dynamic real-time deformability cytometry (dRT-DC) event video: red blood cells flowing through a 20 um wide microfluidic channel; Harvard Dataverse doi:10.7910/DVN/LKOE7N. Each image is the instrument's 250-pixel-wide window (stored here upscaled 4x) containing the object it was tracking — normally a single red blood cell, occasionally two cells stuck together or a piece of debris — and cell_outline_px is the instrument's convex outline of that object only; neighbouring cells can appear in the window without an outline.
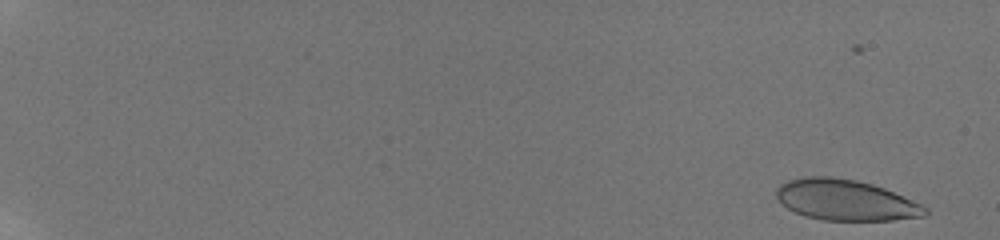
{"species": "human", "species_latin": "Homo sapiens", "temperature_condition": "room temperature", "stored_images_in_passage": 41, "camera_frame_rate_fps": 3000, "um_per_image_px": 0.085, "donor": {"sex": "male"}, "frame": {"image": 1, "passage_image": 2, "time_ms": 0.667, "image_size_px": [1000, 240], "cell_outline_px": [[928, 212], [924, 216], [892, 220], [824, 220], [804, 216], [788, 208], [776, 196], [776, 188], [780, 184], [788, 180], [804, 176], [832, 176], [856, 180], [872, 184], [884, 188], [920, 204], [928, 208]], "centroid_in_image_um": [71.85, 16.99], "position_along_channel_um": 13.1, "area_um2": 35.2}}
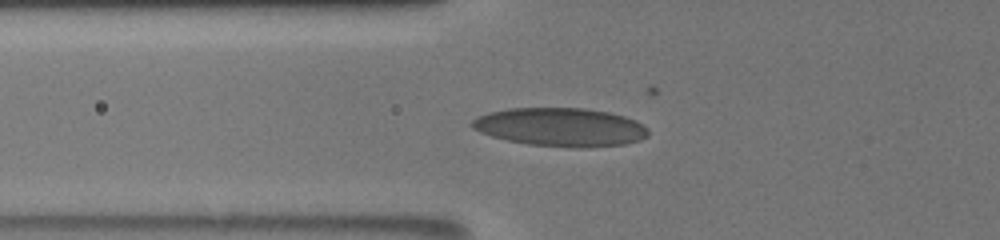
{"frame": {"image": 2, "passage_image": 30, "time_ms": 8.0, "image_size_px": [1000, 240], "cell_outline_px": [[648, 136], [640, 140], [624, 144], [588, 148], [572, 148], [528, 144], [508, 140], [492, 136], [480, 132], [472, 128], [472, 120], [476, 116], [488, 112], [508, 108], [584, 108], [608, 112], [624, 116], [636, 120], [644, 124], [648, 128]], "centroid_in_image_um": [47.66, 10.8], "position_along_channel_um": 78.1, "area_um2": 39.82}}
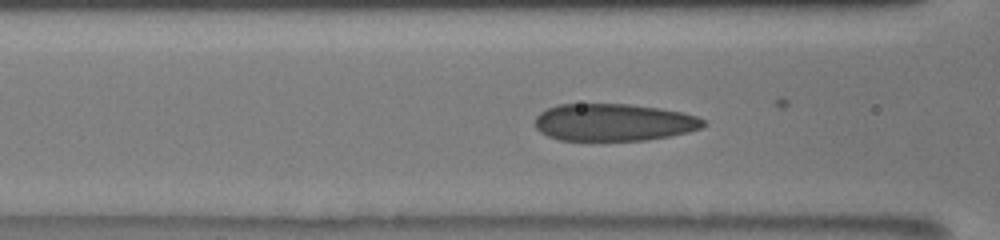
{"frame": {"image": 3, "passage_image": 35, "time_ms": 9.0, "image_size_px": [1000, 240], "cell_outline_px": [[708, 124], [700, 128], [688, 132], [668, 136], [644, 140], [560, 140], [548, 136], [540, 132], [536, 128], [536, 116], [540, 112], [556, 104], [632, 104], [660, 108], [680, 112], [696, 116], [704, 120]], "centroid_in_image_um": [52.16, 10.39], "position_along_channel_um": 114.4, "area_um2": 36.53}}